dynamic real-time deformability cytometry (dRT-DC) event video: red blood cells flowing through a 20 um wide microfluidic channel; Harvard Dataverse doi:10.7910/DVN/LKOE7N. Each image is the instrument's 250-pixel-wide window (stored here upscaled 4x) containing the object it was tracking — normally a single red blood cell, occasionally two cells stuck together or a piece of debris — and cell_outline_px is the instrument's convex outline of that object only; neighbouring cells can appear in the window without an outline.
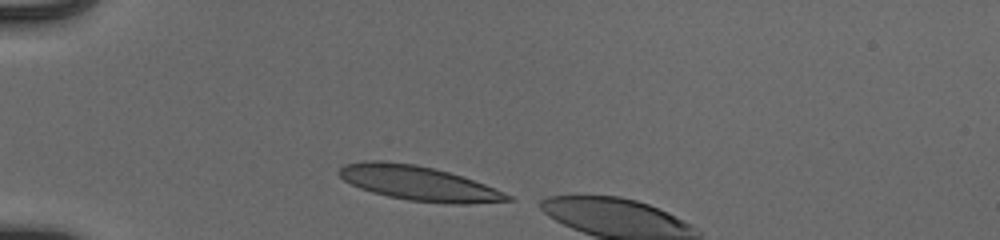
{"species": "human", "species_latin": "Homo sapiens", "temperature_condition": "cold", "stored_images_in_passage": 4, "camera_frame_rate_fps": 3000, "um_per_image_px": 0.085, "donor": {"sex": "male"}, "frame": {"image": 1, "passage_image": 1, "time_ms": 0.0, "image_size_px": [1000, 240], "cell_outline_px": [[516, 200], [468, 204], [452, 204], [408, 200], [388, 196], [372, 192], [360, 188], [344, 180], [336, 172], [344, 164], [364, 160], [380, 160], [416, 164], [448, 172], [484, 184], [504, 192], [512, 196]], "centroid_in_image_um": [35.56, 15.57], "position_along_channel_um": 49.4, "area_um2": 33.81}}